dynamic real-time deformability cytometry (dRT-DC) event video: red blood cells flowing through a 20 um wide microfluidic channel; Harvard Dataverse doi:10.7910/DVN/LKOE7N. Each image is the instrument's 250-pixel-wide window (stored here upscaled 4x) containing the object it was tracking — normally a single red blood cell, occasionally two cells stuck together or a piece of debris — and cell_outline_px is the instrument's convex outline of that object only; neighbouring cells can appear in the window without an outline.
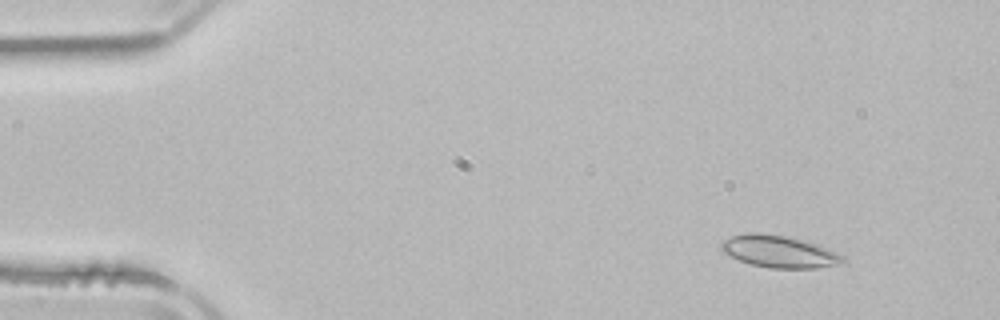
{"species": "common noctule bat (a hibernating species)", "species_latin": "Nyctalus noctula", "temperature_condition": "room temperature", "stored_images_in_passage": 3, "camera_frame_rate_fps": 3000, "um_per_image_px": 0.085, "animal": {"sex": "male", "body_mass_g": 21.5, "forearm_length_mm": 52.0}, "frame": {"image": 1, "passage_image": 1, "time_ms": 0.0, "image_size_px": [1000, 320], "cell_outline_px": [[848, 260], [836, 264], [816, 268], [768, 268], [752, 264], [728, 256], [720, 248], [720, 244], [724, 240], [732, 236], [748, 232], [760, 232], [784, 236], [820, 244], [844, 256]], "centroid_in_image_um": [66.23, 21.37], "position_along_channel_um": 18.8, "area_um2": 22.77}}
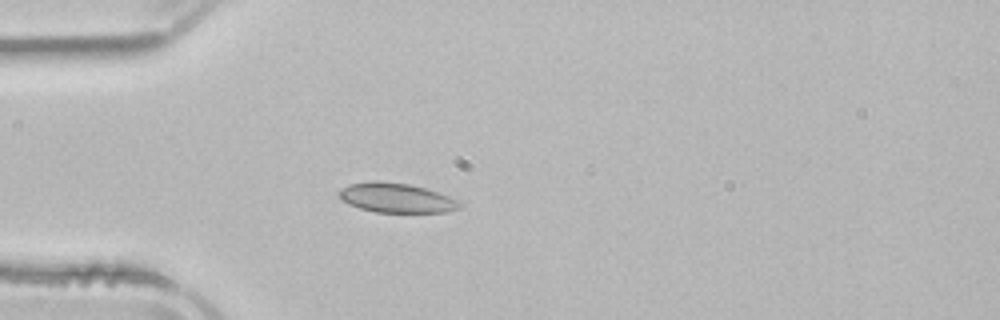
{"frame": {"image": 2, "passage_image": 3, "time_ms": 3.0, "image_size_px": [1000, 320], "cell_outline_px": [[460, 208], [444, 212], [376, 212], [360, 208], [348, 204], [340, 196], [340, 188], [348, 184], [368, 180], [380, 180], [408, 184], [424, 188], [448, 196], [456, 200], [460, 204]], "centroid_in_image_um": [33.63, 16.8], "position_along_channel_um": 51.4, "area_um2": 20.58}}